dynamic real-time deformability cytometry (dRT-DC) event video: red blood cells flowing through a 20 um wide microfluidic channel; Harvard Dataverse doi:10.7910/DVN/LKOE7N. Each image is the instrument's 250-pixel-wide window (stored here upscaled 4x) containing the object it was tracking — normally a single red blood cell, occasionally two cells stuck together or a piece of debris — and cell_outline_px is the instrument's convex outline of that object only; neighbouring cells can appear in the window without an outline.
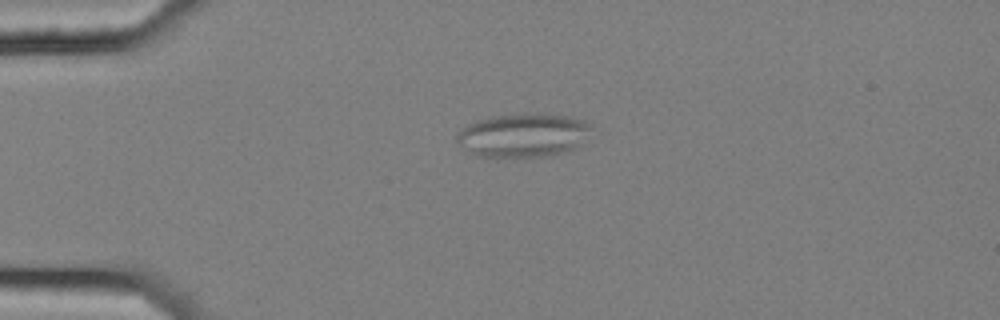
{"species": "common noctule bat (a hibernating species)", "species_latin": "Nyctalus noctula", "temperature_condition": "cold", "stored_images_in_passage": 4, "camera_frame_rate_fps": 3000, "um_per_image_px": 0.085, "animal": {"sex": "female", "body_mass_g": 25.1}, "frame": {"image": 1, "passage_image": 2, "time_ms": 0.333, "image_size_px": [1000, 320], "cell_outline_px": [[592, 124], [580, 144], [576, 148], [552, 156], [496, 160], [488, 160], [476, 156], [460, 144], [456, 140], [456, 132], [468, 124], [476, 120], [492, 116], [524, 112], [540, 112], [568, 116], [584, 120]], "centroid_in_image_um": [44.41, 11.52], "position_along_channel_um": 40.6, "area_um2": 35.66}}
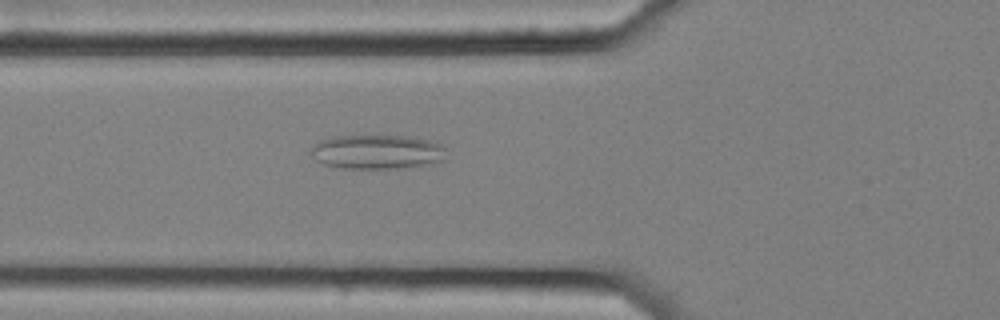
{"frame": {"image": 2, "passage_image": 4, "time_ms": 1.0, "image_size_px": [1000, 320], "cell_outline_px": [[444, 160], [428, 164], [400, 168], [340, 168], [324, 164], [316, 160], [308, 152], [320, 140], [332, 136], [408, 136], [428, 140], [440, 144], [444, 148]], "centroid_in_image_um": [32.01, 12.91], "position_along_channel_um": 93.8, "area_um2": 26.93}}